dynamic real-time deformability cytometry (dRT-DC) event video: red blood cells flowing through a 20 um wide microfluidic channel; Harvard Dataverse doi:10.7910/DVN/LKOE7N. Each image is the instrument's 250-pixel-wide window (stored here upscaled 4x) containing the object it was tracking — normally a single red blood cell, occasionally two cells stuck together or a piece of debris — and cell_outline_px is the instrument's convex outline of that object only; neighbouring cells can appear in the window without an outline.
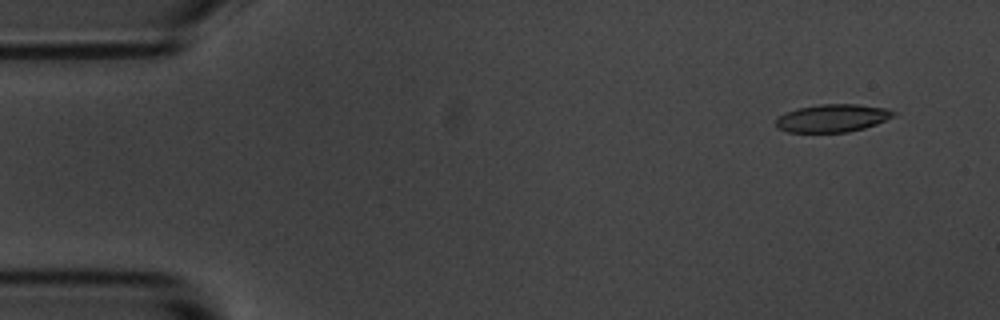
{"species": "common noctule bat (a hibernating species)", "species_latin": "Nyctalus noctula", "temperature_condition": "room temperature", "stored_images_in_passage": 4, "camera_frame_rate_fps": 3000, "um_per_image_px": 0.085, "animal": {"sex": "male", "body_mass_g": 20.1, "forearm_length_mm": 53.5}, "frame": {"image": 1, "passage_image": 1, "time_ms": 0.0, "image_size_px": [1000, 320], "cell_outline_px": [[896, 112], [892, 116], [876, 124], [864, 128], [848, 132], [788, 132], [776, 128], [776, 120], [784, 112], [796, 108], [820, 104], [856, 104], [888, 108]], "centroid_in_image_um": [70.72, 10.03], "position_along_channel_um": 14.3, "area_um2": 19.07}}
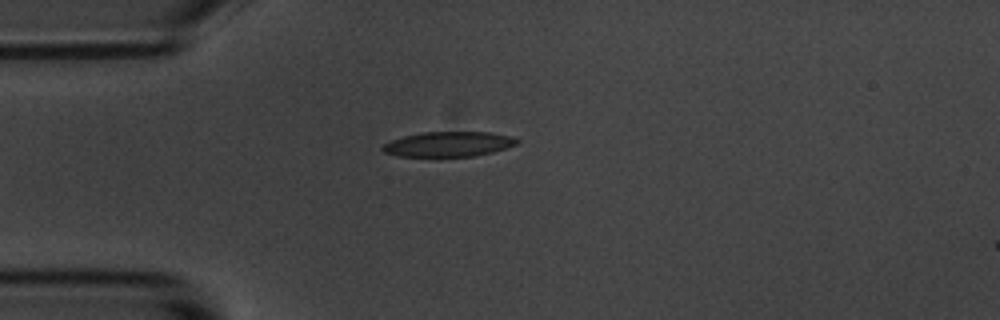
{"frame": {"image": 2, "passage_image": 3, "time_ms": 0.667, "image_size_px": [1000, 320], "cell_outline_px": [[520, 140], [516, 144], [492, 152], [476, 156], [396, 156], [384, 152], [380, 148], [384, 144], [392, 140], [404, 136], [424, 132], [492, 132], [512, 136]], "centroid_in_image_um": [38.13, 12.25], "position_along_channel_um": 46.9, "area_um2": 19.48}}